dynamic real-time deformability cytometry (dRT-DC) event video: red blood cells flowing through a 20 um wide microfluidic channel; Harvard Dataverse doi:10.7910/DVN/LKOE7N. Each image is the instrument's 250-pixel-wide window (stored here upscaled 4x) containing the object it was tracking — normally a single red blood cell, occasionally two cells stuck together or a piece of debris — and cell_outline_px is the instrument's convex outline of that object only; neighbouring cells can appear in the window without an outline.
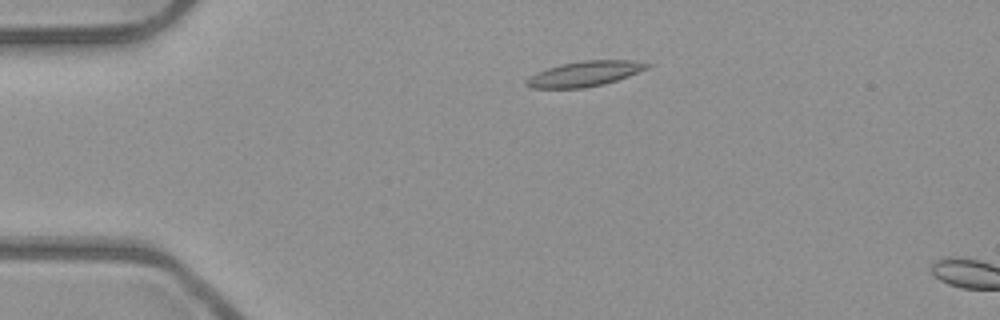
{"species": "common noctule bat (a hibernating species)", "species_latin": "Nyctalus noctula", "temperature_condition": "room temperature", "stored_images_in_passage": 2, "camera_frame_rate_fps": 3000, "um_per_image_px": 0.085, "animal": {"sex": "male", "body_mass_g": 23.1, "forearm_length_mm": 52.7}, "frame": {"image": 1, "passage_image": 1, "time_ms": 0.0, "image_size_px": [1000, 320], "cell_outline_px": [[652, 64], [648, 68], [628, 76], [604, 84], [584, 88], [528, 88], [524, 84], [524, 80], [528, 76], [536, 72], [560, 64], [584, 60], [632, 60]], "centroid_in_image_um": [49.64, 6.27], "position_along_channel_um": 35.4, "area_um2": 17.86}}